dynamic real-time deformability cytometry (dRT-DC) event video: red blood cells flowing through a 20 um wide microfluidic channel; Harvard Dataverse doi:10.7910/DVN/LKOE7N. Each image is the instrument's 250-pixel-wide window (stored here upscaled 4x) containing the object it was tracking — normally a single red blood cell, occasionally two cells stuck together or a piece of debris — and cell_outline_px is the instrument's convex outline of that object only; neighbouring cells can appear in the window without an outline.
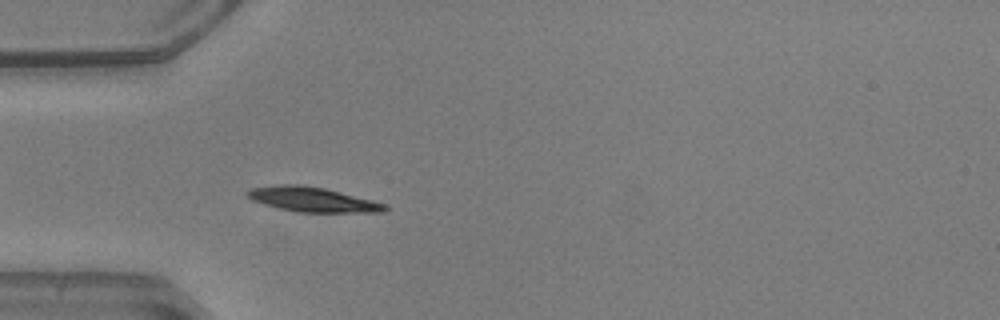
{"species": "common noctule bat (a hibernating species)", "species_latin": "Nyctalus noctula", "temperature_condition": "warm", "stored_images_in_passage": 51, "camera_frame_rate_fps": 3000, "um_per_image_px": 0.085, "animal": {"sex": "male", "body_mass_g": 20.5, "forearm_length_mm": 52.5}, "frame": {"image": 1, "passage_image": 15, "time_ms": 4.667, "image_size_px": [1000, 320], "cell_outline_px": [[388, 208], [384, 212], [296, 212], [276, 208], [252, 200], [244, 192], [252, 188], [280, 184], [300, 184], [324, 188], [388, 204]], "centroid_in_image_um": [26.55, 16.96], "position_along_channel_um": 58.4, "area_um2": 19.83}, "authors_computed_cell_mechanics": {"area_um2": 18.207, "velocity_mm_per_s": 3.9109, "shape_relaxation_time_tau1_ms": 1.5181, "shape_relaxation_time_tau2_ms": null, "deformation_change_tau1": 0.1029, "deformation_change_tau2": null}}